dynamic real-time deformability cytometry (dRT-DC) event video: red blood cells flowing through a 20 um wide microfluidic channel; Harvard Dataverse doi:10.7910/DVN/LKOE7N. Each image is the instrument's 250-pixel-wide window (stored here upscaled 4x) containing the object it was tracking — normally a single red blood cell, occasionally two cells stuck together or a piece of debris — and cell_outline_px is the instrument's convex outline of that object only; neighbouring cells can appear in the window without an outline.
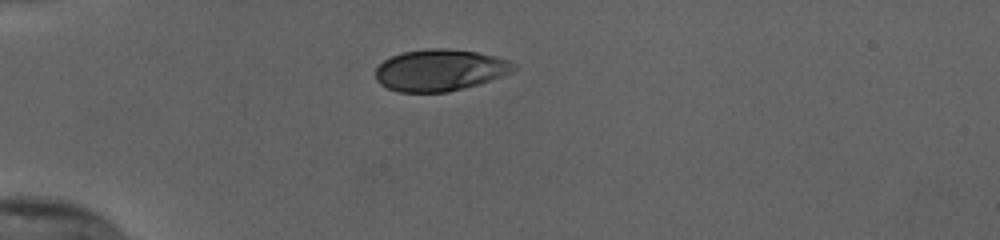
{"species": "human", "species_latin": "Homo sapiens", "temperature_condition": "cold", "stored_images_in_passage": 32, "camera_frame_rate_fps": 3000, "um_per_image_px": 0.085, "donor": {"sex": "female"}, "frame": {"image": 1, "passage_image": 1, "time_ms": 0.0, "image_size_px": [1000, 240], "cell_outline_px": [[516, 68], [512, 72], [464, 88], [448, 92], [396, 92], [380, 84], [376, 80], [376, 68], [384, 60], [392, 56], [404, 52], [428, 48], [448, 48], [476, 52], [496, 56], [508, 60], [516, 64]], "centroid_in_image_um": [37.38, 5.96], "position_along_channel_um": 47.6, "area_um2": 33.41}}
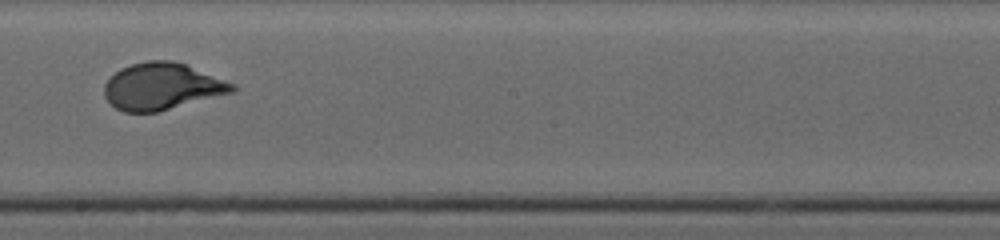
{"frame": {"image": 2, "passage_image": 18, "time_ms": 5.667, "image_size_px": [1000, 240], "cell_outline_px": [[236, 88], [232, 92], [156, 112], [124, 112], [116, 108], [104, 96], [104, 84], [120, 68], [132, 64], [148, 60], [172, 60], [184, 64], [236, 84]], "centroid_in_image_um": [13.74, 7.34], "position_along_channel_um": 234.5, "area_um2": 34.45}}
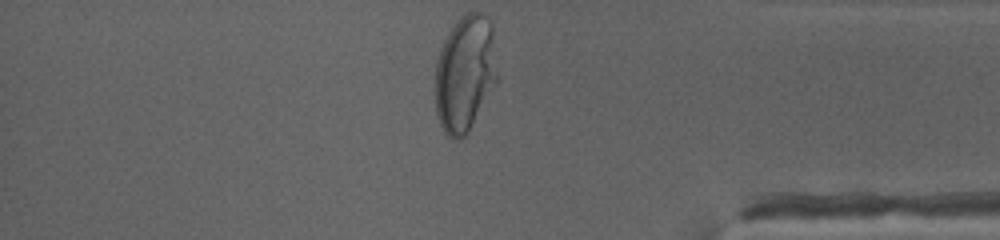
{"frame": {"image": 3, "passage_image": 32, "time_ms": 10.333, "image_size_px": [1000, 240], "cell_outline_px": [[500, 80], [468, 132], [460, 140], [456, 140], [448, 136], [444, 132], [440, 124], [436, 112], [436, 60], [440, 48], [448, 32], [460, 16], [468, 12], [480, 12], [492, 24], [500, 76]], "centroid_in_image_um": [39.57, 6.25], "position_along_channel_um": 395.6, "area_um2": 43.12}, "authors_computed_cell_mechanics": {"area_um2": 34.4199, "velocity_mm_per_s": 3.8122, "shape_relaxation_time_tau1_ms": 3.9398, "shape_relaxation_time_tau2_ms": null, "deformation_change_tau1": 0.2044, "deformation_change_tau2": null}}